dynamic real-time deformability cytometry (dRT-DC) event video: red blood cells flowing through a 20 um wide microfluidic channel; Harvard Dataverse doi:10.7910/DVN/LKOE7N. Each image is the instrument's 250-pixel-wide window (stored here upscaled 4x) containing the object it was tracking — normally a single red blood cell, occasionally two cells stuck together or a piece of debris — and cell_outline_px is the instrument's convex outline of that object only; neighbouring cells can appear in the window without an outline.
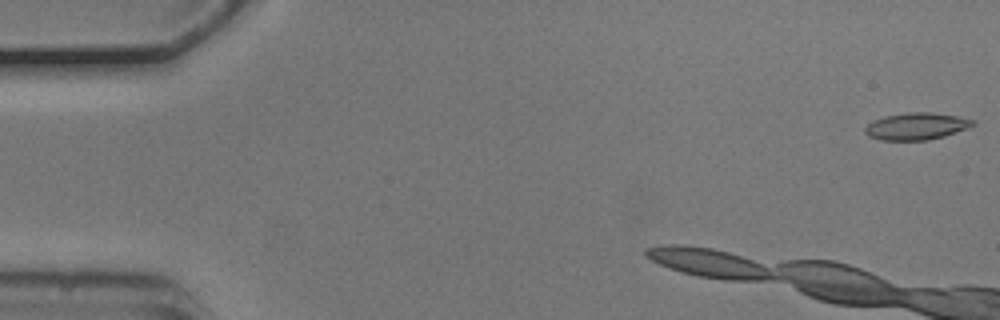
{"species": "common noctule bat (a hibernating species)", "species_latin": "Nyctalus noctula", "temperature_condition": "cold", "stored_images_in_passage": 10, "camera_frame_rate_fps": 3000, "um_per_image_px": 0.085, "animal": {"sex": "male", "body_mass_g": 20.5, "forearm_length_mm": 52.5}, "frame": {"image": 1, "passage_image": 1, "time_ms": 0.0, "image_size_px": [1000, 320], "cell_outline_px": [[976, 124], [968, 128], [944, 136], [928, 140], [880, 140], [868, 136], [864, 132], [864, 128], [868, 124], [884, 116], [908, 112], [932, 112], [956, 116], [976, 120]], "centroid_in_image_um": [77.91, 10.73], "position_along_channel_um": 7.1, "area_um2": 16.99}}